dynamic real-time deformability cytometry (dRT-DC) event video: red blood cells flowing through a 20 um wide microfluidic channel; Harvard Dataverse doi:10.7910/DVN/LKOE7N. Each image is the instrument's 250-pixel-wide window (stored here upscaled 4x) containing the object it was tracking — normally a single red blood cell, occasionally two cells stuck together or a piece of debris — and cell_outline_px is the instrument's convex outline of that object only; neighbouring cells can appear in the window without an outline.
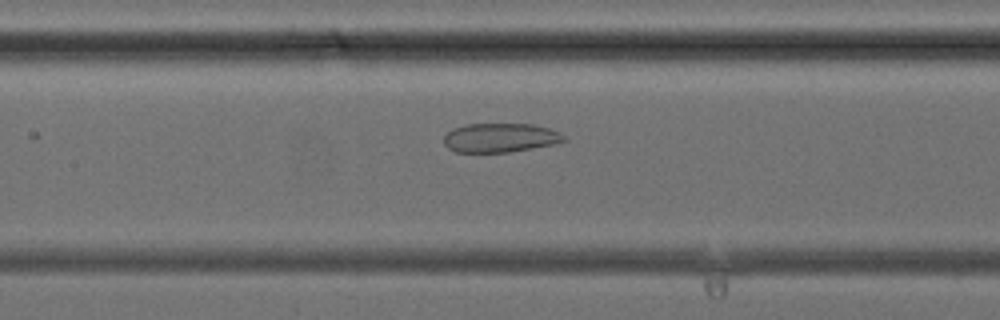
{"species": "common noctule bat (a hibernating species)", "species_latin": "Nyctalus noctula", "temperature_condition": "cold", "stored_images_in_passage": 37, "camera_frame_rate_fps": 3000, "um_per_image_px": 0.085, "animal": {"sex": "female", "body_mass_g": 24.6, "forearm_length_mm": 56.2}, "frame": {"image": 1, "passage_image": 15, "time_ms": 4.667, "image_size_px": [1000, 320], "cell_outline_px": [[568, 140], [556, 144], [508, 152], [456, 152], [448, 148], [444, 144], [444, 136], [452, 128], [464, 124], [532, 124], [548, 128], [560, 132]], "centroid_in_image_um": [42.52, 11.7], "position_along_channel_um": 164.9, "area_um2": 20.46}}
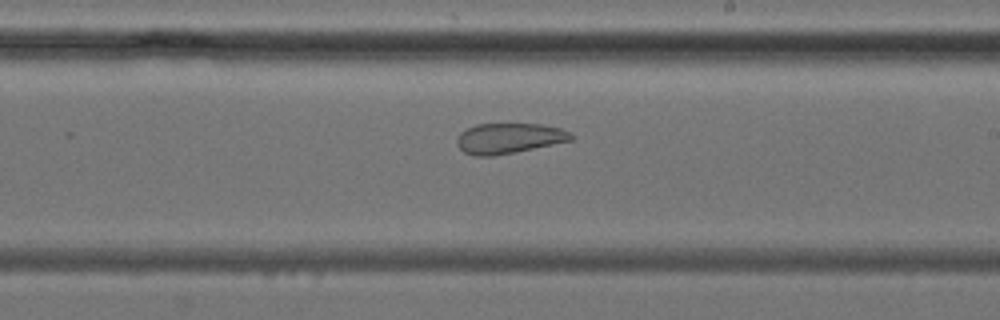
{"frame": {"image": 2, "passage_image": 20, "time_ms": 6.333, "image_size_px": [1000, 320], "cell_outline_px": [[576, 136], [572, 140], [492, 156], [476, 156], [464, 152], [456, 144], [456, 140], [460, 132], [476, 124], [540, 124], [560, 128], [572, 132]], "centroid_in_image_um": [43.26, 11.74], "position_along_channel_um": 245.7, "area_um2": 20.06}}
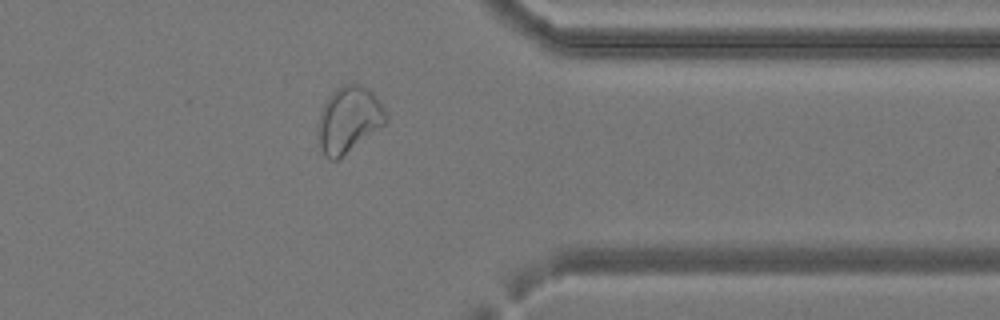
{"frame": {"image": 3, "passage_image": 29, "time_ms": 9.333, "image_size_px": [1000, 320], "cell_outline_px": [[388, 124], [336, 160], [328, 160], [324, 156], [320, 148], [316, 132], [316, 124], [320, 112], [324, 104], [332, 92], [336, 88], [344, 84], [360, 84], [368, 88], [376, 96], [384, 108], [388, 116]], "centroid_in_image_um": [29.64, 10.18], "position_along_channel_um": 381.8, "area_um2": 26.7}}